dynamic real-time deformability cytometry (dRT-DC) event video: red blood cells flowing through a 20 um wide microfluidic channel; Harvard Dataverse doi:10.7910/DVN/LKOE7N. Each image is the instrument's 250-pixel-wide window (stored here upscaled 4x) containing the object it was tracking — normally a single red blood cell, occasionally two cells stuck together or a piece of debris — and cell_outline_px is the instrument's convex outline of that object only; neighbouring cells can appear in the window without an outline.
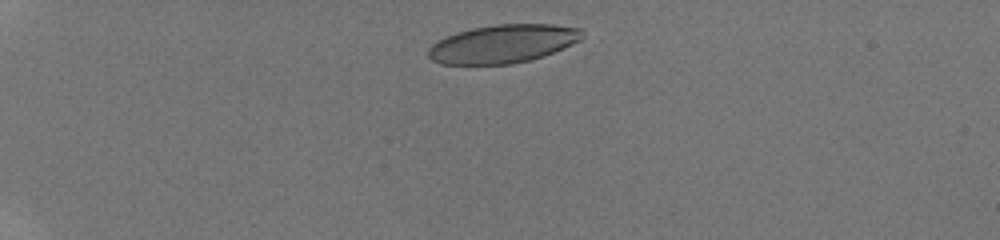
{"species": "human", "species_latin": "Homo sapiens", "temperature_condition": "room temperature", "stored_images_in_passage": 7, "camera_frame_rate_fps": 3000, "um_per_image_px": 0.085, "donor": {"sex": "male"}, "frame": {"image": 1, "passage_image": 2, "time_ms": 0.667, "image_size_px": [1000, 240], "cell_outline_px": [[584, 36], [580, 40], [572, 44], [544, 56], [512, 64], [440, 64], [432, 60], [428, 56], [428, 48], [432, 44], [444, 36], [456, 32], [472, 28], [496, 24], [552, 24], [580, 28]], "centroid_in_image_um": [42.72, 3.72], "position_along_channel_um": 42.3, "area_um2": 34.45}}
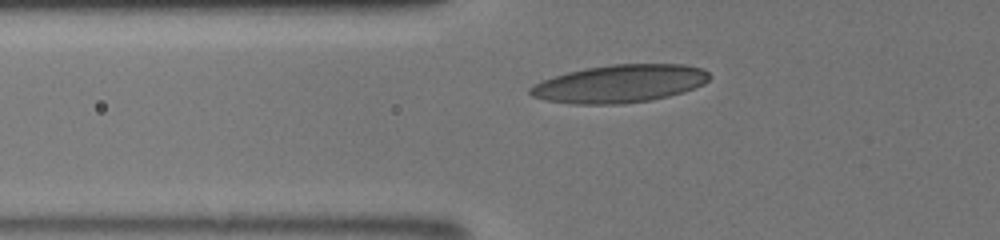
{"frame": {"image": 2, "passage_image": 6, "time_ms": 3.0, "image_size_px": [1000, 240], "cell_outline_px": [[712, 76], [704, 84], [684, 92], [668, 96], [648, 100], [624, 104], [572, 104], [548, 100], [532, 96], [528, 92], [528, 88], [532, 84], [568, 72], [588, 68], [612, 64], [684, 64], [700, 68], [708, 72]], "centroid_in_image_um": [52.69, 7.11], "position_along_channel_um": 73.1, "area_um2": 39.42}}